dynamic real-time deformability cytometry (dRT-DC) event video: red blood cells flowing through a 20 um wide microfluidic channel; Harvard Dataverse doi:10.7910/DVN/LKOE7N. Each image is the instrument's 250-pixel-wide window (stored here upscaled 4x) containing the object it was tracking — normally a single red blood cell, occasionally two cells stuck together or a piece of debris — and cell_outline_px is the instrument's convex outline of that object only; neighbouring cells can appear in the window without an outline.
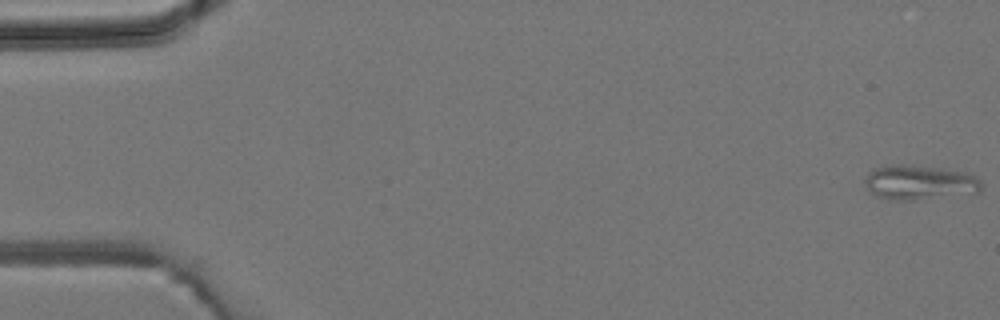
{"species": "common noctule bat (a hibernating species)", "species_latin": "Nyctalus noctula", "temperature_condition": "room temperature", "stored_images_in_passage": 4, "camera_frame_rate_fps": 3000, "um_per_image_px": 0.085, "animal": {"sex": "male", "body_mass_g": 19.2, "forearm_length_mm": 51.8}, "frame": {"image": 1, "passage_image": 1, "time_ms": 0.0, "image_size_px": [1000, 320], "cell_outline_px": [[984, 188], [980, 192], [916, 200], [896, 200], [876, 196], [868, 188], [864, 180], [868, 172], [872, 168], [884, 164], [912, 164], [940, 168], [964, 172], [976, 176], [984, 184]], "centroid_in_image_um": [78.17, 15.49], "position_along_channel_um": 6.8, "area_um2": 23.93}}
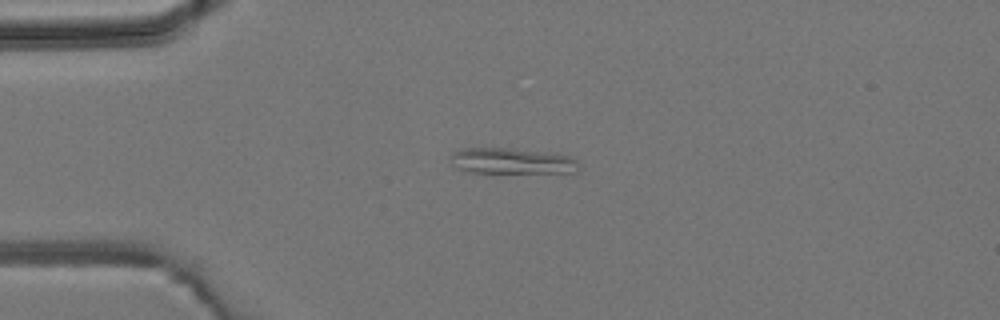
{"frame": {"image": 2, "passage_image": 4, "time_ms": 3.667, "image_size_px": [1000, 320], "cell_outline_px": [[580, 168], [572, 172], [468, 172], [456, 168], [452, 164], [452, 152], [460, 148], [508, 148], [568, 156], [576, 160]], "centroid_in_image_um": [43.43, 13.68], "position_along_channel_um": 41.6, "area_um2": 18.84}}